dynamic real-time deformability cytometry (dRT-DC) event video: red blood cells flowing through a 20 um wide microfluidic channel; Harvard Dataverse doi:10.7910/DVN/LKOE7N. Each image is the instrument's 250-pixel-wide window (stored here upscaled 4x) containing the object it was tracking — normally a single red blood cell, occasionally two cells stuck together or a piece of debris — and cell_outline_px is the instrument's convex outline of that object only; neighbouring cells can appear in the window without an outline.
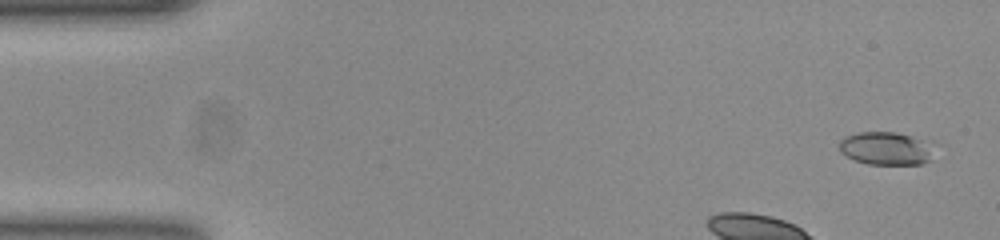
{"species": "common noctule bat (a hibernating species)", "species_latin": "Nyctalus noctula", "temperature_condition": "room temperature", "stored_images_in_passage": 41, "camera_frame_rate_fps": 3000, "um_per_image_px": 0.085, "animal": {"sex": "female", "body_mass_g": 23.0, "forearm_length_mm": 53.4}, "frame": {"image": 1, "passage_image": 2, "time_ms": 0.333, "image_size_px": [1000, 240], "cell_outline_px": [[936, 140], [932, 160], [920, 164], [868, 164], [856, 160], [840, 152], [840, 140], [844, 136], [860, 132], [896, 132]], "centroid_in_image_um": [75.45, 12.59], "position_along_channel_um": 9.5, "area_um2": 18.96}}